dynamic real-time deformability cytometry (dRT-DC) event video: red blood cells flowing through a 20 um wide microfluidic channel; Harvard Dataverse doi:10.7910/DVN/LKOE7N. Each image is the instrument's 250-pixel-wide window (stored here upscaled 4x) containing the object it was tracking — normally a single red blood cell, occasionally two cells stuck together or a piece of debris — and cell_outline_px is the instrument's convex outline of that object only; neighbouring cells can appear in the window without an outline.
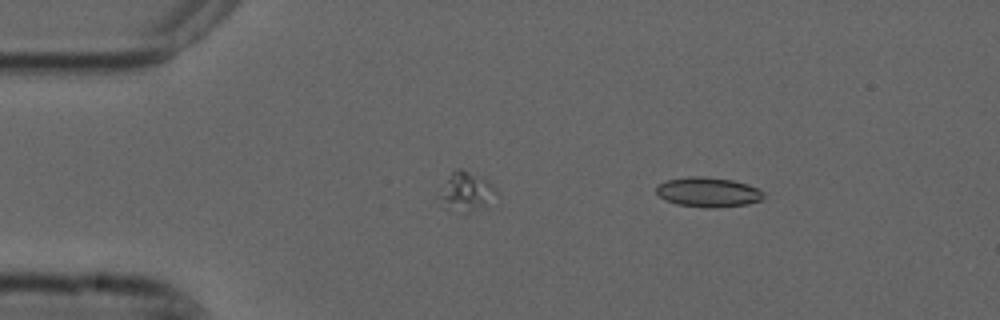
{"species": "common noctule bat (a hibernating species)", "species_latin": "Nyctalus noctula", "temperature_condition": "cold", "stored_images_in_passage": 4, "camera_frame_rate_fps": 3000, "um_per_image_px": 0.085, "animal": {"sex": "male", "forearm_length_mm": 52.5}, "frame": {"image": 1, "passage_image": 2, "time_ms": 0.333, "image_size_px": [1000, 320], "cell_outline_px": [[764, 200], [748, 204], [708, 208], [704, 208], [676, 204], [660, 196], [656, 192], [656, 184], [664, 180], [688, 176], [704, 176], [732, 180], [748, 184], [764, 192]], "centroid_in_image_um": [60.18, 16.32], "position_along_channel_um": 24.8, "area_um2": 18.79}}